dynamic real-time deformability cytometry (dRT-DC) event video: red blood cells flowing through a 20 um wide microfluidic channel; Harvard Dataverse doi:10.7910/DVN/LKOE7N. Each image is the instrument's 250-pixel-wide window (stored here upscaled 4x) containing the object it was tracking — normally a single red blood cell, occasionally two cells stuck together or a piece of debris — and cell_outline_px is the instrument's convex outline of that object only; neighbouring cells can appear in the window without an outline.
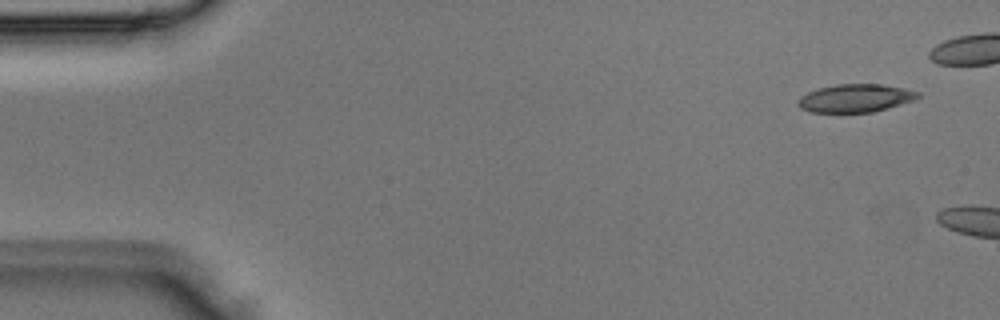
{"species": "Egyptian fruit bat (a non-hibernating species)", "species_latin": "Rousettus aegyptiacus", "temperature_condition": "room temperature", "stored_images_in_passage": 4, "camera_frame_rate_fps": 3000, "um_per_image_px": 0.085, "animal": {"sex": "male"}, "frame": {"image": 1, "passage_image": 1, "time_ms": 0.0, "image_size_px": [1000, 320], "cell_outline_px": [[920, 96], [912, 100], [888, 108], [872, 112], [812, 112], [800, 108], [800, 96], [816, 88], [836, 84], [880, 84], [904, 88], [920, 92]], "centroid_in_image_um": [72.71, 8.33], "position_along_channel_um": 12.3, "area_um2": 19.42}}